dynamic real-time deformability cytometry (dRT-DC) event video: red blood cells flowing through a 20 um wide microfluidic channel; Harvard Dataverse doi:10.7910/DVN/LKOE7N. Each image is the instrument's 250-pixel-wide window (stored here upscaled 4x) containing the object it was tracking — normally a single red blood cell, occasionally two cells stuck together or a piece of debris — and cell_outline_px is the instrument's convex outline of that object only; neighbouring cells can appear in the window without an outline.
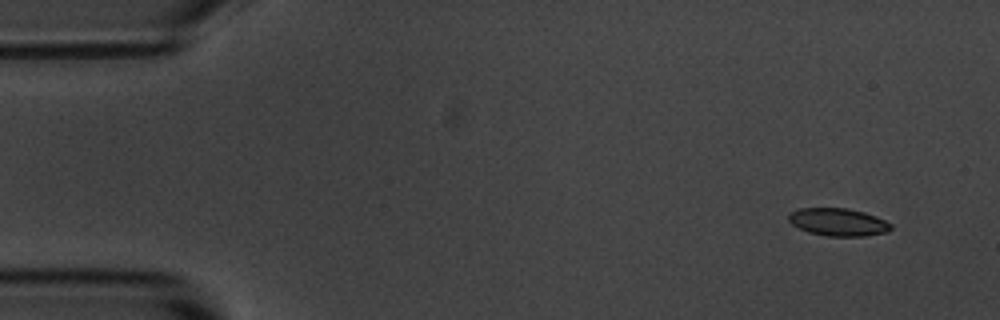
{"species": "common noctule bat (a hibernating species)", "species_latin": "Nyctalus noctula", "temperature_condition": "room temperature", "stored_images_in_passage": 53, "camera_frame_rate_fps": 3000, "um_per_image_px": 0.085, "animal": {"sex": "male", "body_mass_g": 20.1, "forearm_length_mm": 53.5}, "frame": {"image": 1, "passage_image": 1, "time_ms": 0.0, "image_size_px": [1000, 320], "cell_outline_px": [[892, 228], [888, 232], [864, 236], [828, 236], [808, 232], [792, 224], [788, 220], [788, 212], [800, 208], [848, 208], [864, 212], [876, 216], [892, 224]], "centroid_in_image_um": [71.24, 18.87], "position_along_channel_um": 13.8, "area_um2": 16.59}}
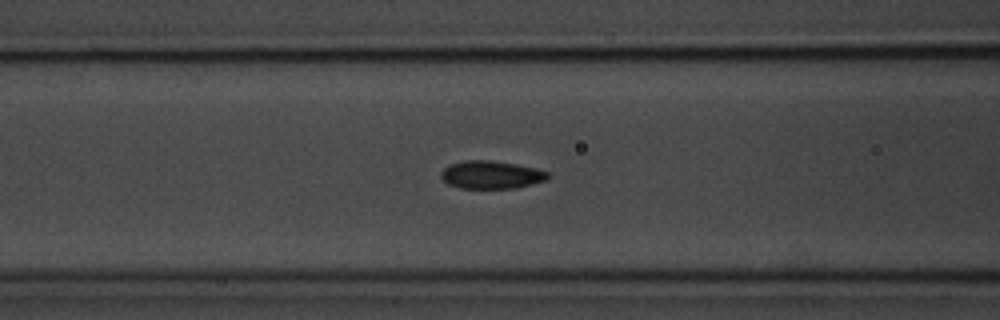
{"frame": {"image": 2, "passage_image": 19, "time_ms": 6.0, "image_size_px": [1000, 320], "cell_outline_px": [[552, 176], [544, 180], [516, 188], [460, 188], [448, 184], [440, 176], [440, 172], [448, 164], [464, 160], [488, 160], [516, 164], [536, 168], [548, 172]], "centroid_in_image_um": [41.73, 14.85], "position_along_channel_um": 124.9, "area_um2": 17.4}}
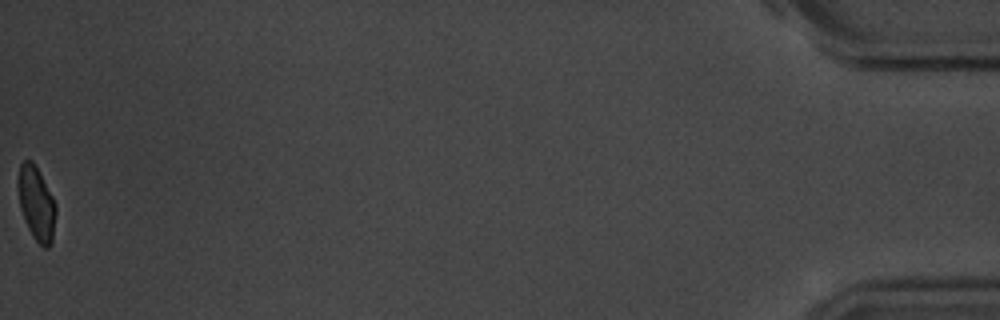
{"frame": {"image": 3, "passage_image": 53, "time_ms": 17.333, "image_size_px": [1000, 320], "cell_outline_px": [[56, 212], [52, 244], [48, 248], [44, 248], [32, 236], [24, 220], [20, 208], [16, 184], [20, 164], [24, 160], [32, 160], [52, 196], [56, 204]], "centroid_in_image_um": [3.07, 17.31], "position_along_channel_um": 432.1, "area_um2": 16.42}, "authors_computed_cell_mechanics": {"area_um2": 17.2822, "velocity_mm_per_s": 3.5954, "shape_relaxation_time_tau1_ms": 2.743, "shape_relaxation_time_tau2_ms": 1.6937, "deformation_change_tau1": 0.096, "deformation_change_tau2": 0.0533}}